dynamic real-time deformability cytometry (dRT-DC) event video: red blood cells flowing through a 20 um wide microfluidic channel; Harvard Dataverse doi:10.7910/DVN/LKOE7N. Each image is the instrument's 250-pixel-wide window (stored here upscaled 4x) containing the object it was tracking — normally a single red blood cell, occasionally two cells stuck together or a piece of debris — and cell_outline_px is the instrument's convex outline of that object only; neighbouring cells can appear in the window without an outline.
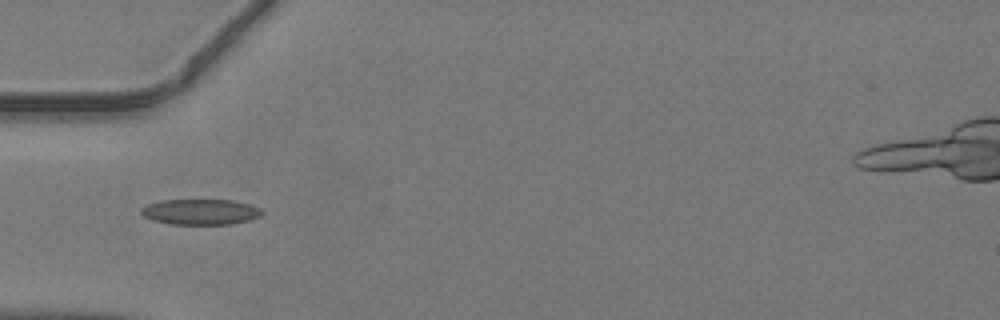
{"species": "common noctule bat (a hibernating species)", "species_latin": "Nyctalus noctula", "temperature_condition": "warm", "stored_images_in_passage": 32, "camera_frame_rate_fps": 3000, "um_per_image_px": 0.085, "animal": {"sex": "male", "body_mass_g": 19.2, "forearm_length_mm": 51.8}, "frame": {"image": 1, "passage_image": 1, "time_ms": 0.0, "image_size_px": [1000, 320], "cell_outline_px": [[264, 212], [260, 216], [252, 220], [228, 224], [172, 224], [152, 220], [144, 216], [140, 212], [140, 208], [148, 204], [160, 200], [232, 200], [248, 204], [260, 208]], "centroid_in_image_um": [17.04, 18.01], "position_along_channel_um": 68.0, "area_um2": 18.03}}
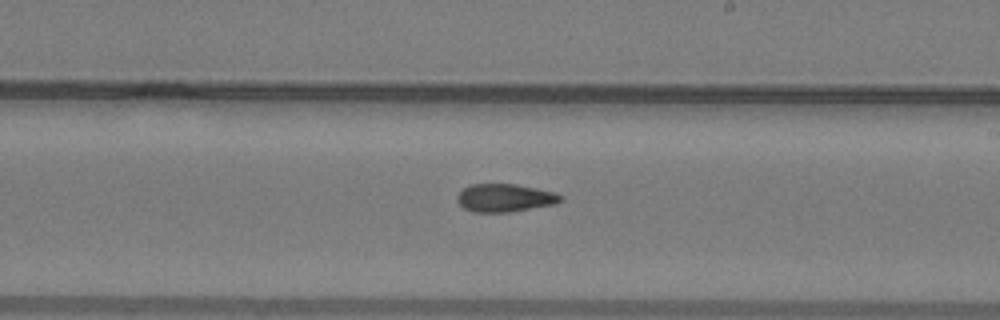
{"frame": {"image": 2, "passage_image": 13, "time_ms": 4.0, "image_size_px": [1000, 320], "cell_outline_px": [[564, 200], [556, 204], [512, 212], [472, 212], [464, 208], [456, 200], [456, 196], [464, 188], [472, 184], [516, 184], [556, 192], [564, 196]], "centroid_in_image_um": [42.96, 16.82], "position_along_channel_um": 246.0, "area_um2": 17.11}}
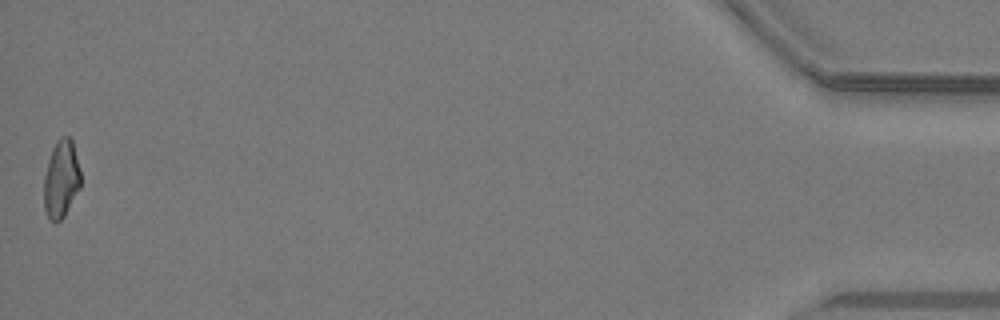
{"frame": {"image": 3, "passage_image": 32, "time_ms": 10.333, "image_size_px": [1000, 320], "cell_outline_px": [[80, 188], [64, 216], [60, 220], [48, 220], [44, 208], [44, 176], [48, 160], [52, 148], [56, 140], [60, 136], [68, 136], [72, 140], [80, 172]], "centroid_in_image_um": [5.18, 15.21], "position_along_channel_um": 430.0, "area_um2": 16.59}}